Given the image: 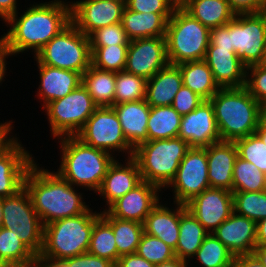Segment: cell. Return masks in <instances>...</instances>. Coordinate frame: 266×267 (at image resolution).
Wrapping results in <instances>:
<instances>
[{"instance_id":"obj_1","label":"cell","mask_w":266,"mask_h":267,"mask_svg":"<svg viewBox=\"0 0 266 267\" xmlns=\"http://www.w3.org/2000/svg\"><path fill=\"white\" fill-rule=\"evenodd\" d=\"M33 2L4 22L9 29L0 38L12 58L29 51L34 57L71 22L70 1Z\"/></svg>"},{"instance_id":"obj_2","label":"cell","mask_w":266,"mask_h":267,"mask_svg":"<svg viewBox=\"0 0 266 267\" xmlns=\"http://www.w3.org/2000/svg\"><path fill=\"white\" fill-rule=\"evenodd\" d=\"M37 162L35 160L27 171L24 187L43 225L78 216L90 208L84 200L85 193L79 191V187L71 185L55 170L49 171Z\"/></svg>"},{"instance_id":"obj_3","label":"cell","mask_w":266,"mask_h":267,"mask_svg":"<svg viewBox=\"0 0 266 267\" xmlns=\"http://www.w3.org/2000/svg\"><path fill=\"white\" fill-rule=\"evenodd\" d=\"M56 140L61 155L56 172L71 185L95 194L115 157L85 144L76 136H64Z\"/></svg>"},{"instance_id":"obj_4","label":"cell","mask_w":266,"mask_h":267,"mask_svg":"<svg viewBox=\"0 0 266 267\" xmlns=\"http://www.w3.org/2000/svg\"><path fill=\"white\" fill-rule=\"evenodd\" d=\"M221 141H235L254 134L265 108L245 87L220 88L209 100Z\"/></svg>"},{"instance_id":"obj_5","label":"cell","mask_w":266,"mask_h":267,"mask_svg":"<svg viewBox=\"0 0 266 267\" xmlns=\"http://www.w3.org/2000/svg\"><path fill=\"white\" fill-rule=\"evenodd\" d=\"M91 207L78 216L44 225L40 255L45 260L62 261L88 252L94 220L101 213Z\"/></svg>"},{"instance_id":"obj_6","label":"cell","mask_w":266,"mask_h":267,"mask_svg":"<svg viewBox=\"0 0 266 267\" xmlns=\"http://www.w3.org/2000/svg\"><path fill=\"white\" fill-rule=\"evenodd\" d=\"M191 147L182 138L146 141L134 149L143 181L164 190L175 178L180 162Z\"/></svg>"},{"instance_id":"obj_7","label":"cell","mask_w":266,"mask_h":267,"mask_svg":"<svg viewBox=\"0 0 266 267\" xmlns=\"http://www.w3.org/2000/svg\"><path fill=\"white\" fill-rule=\"evenodd\" d=\"M210 31L182 7H176L168 20L165 35L169 64L205 59Z\"/></svg>"},{"instance_id":"obj_8","label":"cell","mask_w":266,"mask_h":267,"mask_svg":"<svg viewBox=\"0 0 266 267\" xmlns=\"http://www.w3.org/2000/svg\"><path fill=\"white\" fill-rule=\"evenodd\" d=\"M32 58L36 64L72 70L82 75L91 65L89 37L70 22Z\"/></svg>"},{"instance_id":"obj_9","label":"cell","mask_w":266,"mask_h":267,"mask_svg":"<svg viewBox=\"0 0 266 267\" xmlns=\"http://www.w3.org/2000/svg\"><path fill=\"white\" fill-rule=\"evenodd\" d=\"M97 108L83 84L65 97L49 102L42 112L48 118L51 139L75 136Z\"/></svg>"},{"instance_id":"obj_10","label":"cell","mask_w":266,"mask_h":267,"mask_svg":"<svg viewBox=\"0 0 266 267\" xmlns=\"http://www.w3.org/2000/svg\"><path fill=\"white\" fill-rule=\"evenodd\" d=\"M2 211V227L14 232L33 254H40L44 225L25 187L14 195L2 198Z\"/></svg>"},{"instance_id":"obj_11","label":"cell","mask_w":266,"mask_h":267,"mask_svg":"<svg viewBox=\"0 0 266 267\" xmlns=\"http://www.w3.org/2000/svg\"><path fill=\"white\" fill-rule=\"evenodd\" d=\"M75 136L85 144L106 151L115 158L122 154L123 159L133 156L134 149L126 140L113 107H98Z\"/></svg>"},{"instance_id":"obj_12","label":"cell","mask_w":266,"mask_h":267,"mask_svg":"<svg viewBox=\"0 0 266 267\" xmlns=\"http://www.w3.org/2000/svg\"><path fill=\"white\" fill-rule=\"evenodd\" d=\"M233 51L249 67L260 64L266 49V11L236 14L231 20Z\"/></svg>"},{"instance_id":"obj_13","label":"cell","mask_w":266,"mask_h":267,"mask_svg":"<svg viewBox=\"0 0 266 267\" xmlns=\"http://www.w3.org/2000/svg\"><path fill=\"white\" fill-rule=\"evenodd\" d=\"M210 188L206 147H191L180 162L175 178L164 189L172 192V203L186 204ZM172 189V191L170 190Z\"/></svg>"},{"instance_id":"obj_14","label":"cell","mask_w":266,"mask_h":267,"mask_svg":"<svg viewBox=\"0 0 266 267\" xmlns=\"http://www.w3.org/2000/svg\"><path fill=\"white\" fill-rule=\"evenodd\" d=\"M15 135L0 150V197L16 194L24 187L27 171L37 156L26 149L25 144ZM33 155V156H32Z\"/></svg>"},{"instance_id":"obj_15","label":"cell","mask_w":266,"mask_h":267,"mask_svg":"<svg viewBox=\"0 0 266 267\" xmlns=\"http://www.w3.org/2000/svg\"><path fill=\"white\" fill-rule=\"evenodd\" d=\"M71 5V22L84 35L120 23L125 5L111 0H74Z\"/></svg>"},{"instance_id":"obj_16","label":"cell","mask_w":266,"mask_h":267,"mask_svg":"<svg viewBox=\"0 0 266 267\" xmlns=\"http://www.w3.org/2000/svg\"><path fill=\"white\" fill-rule=\"evenodd\" d=\"M168 64L166 37L135 39L129 42L126 72L148 80Z\"/></svg>"},{"instance_id":"obj_17","label":"cell","mask_w":266,"mask_h":267,"mask_svg":"<svg viewBox=\"0 0 266 267\" xmlns=\"http://www.w3.org/2000/svg\"><path fill=\"white\" fill-rule=\"evenodd\" d=\"M186 209L212 233L233 212L232 191L208 188L185 204Z\"/></svg>"},{"instance_id":"obj_18","label":"cell","mask_w":266,"mask_h":267,"mask_svg":"<svg viewBox=\"0 0 266 267\" xmlns=\"http://www.w3.org/2000/svg\"><path fill=\"white\" fill-rule=\"evenodd\" d=\"M163 192L157 185L142 181L113 202L106 211L115 218L143 224L146 217L162 200Z\"/></svg>"},{"instance_id":"obj_19","label":"cell","mask_w":266,"mask_h":267,"mask_svg":"<svg viewBox=\"0 0 266 267\" xmlns=\"http://www.w3.org/2000/svg\"><path fill=\"white\" fill-rule=\"evenodd\" d=\"M179 138L190 147L204 148L221 141L213 105L204 100L196 109L183 115L178 131Z\"/></svg>"},{"instance_id":"obj_20","label":"cell","mask_w":266,"mask_h":267,"mask_svg":"<svg viewBox=\"0 0 266 267\" xmlns=\"http://www.w3.org/2000/svg\"><path fill=\"white\" fill-rule=\"evenodd\" d=\"M118 159L115 158L110 164L102 185L96 192V195L101 196L102 201L106 203L105 208H102L103 211L143 181L138 164L133 157L125 158L124 161Z\"/></svg>"},{"instance_id":"obj_21","label":"cell","mask_w":266,"mask_h":267,"mask_svg":"<svg viewBox=\"0 0 266 267\" xmlns=\"http://www.w3.org/2000/svg\"><path fill=\"white\" fill-rule=\"evenodd\" d=\"M35 66L38 68L40 80L35 91L38 98L36 101L40 102L41 110L49 102L65 97L82 84V75L79 72L45 64H35Z\"/></svg>"},{"instance_id":"obj_22","label":"cell","mask_w":266,"mask_h":267,"mask_svg":"<svg viewBox=\"0 0 266 267\" xmlns=\"http://www.w3.org/2000/svg\"><path fill=\"white\" fill-rule=\"evenodd\" d=\"M212 234L234 256L251 254L256 247V222L233 212Z\"/></svg>"},{"instance_id":"obj_23","label":"cell","mask_w":266,"mask_h":267,"mask_svg":"<svg viewBox=\"0 0 266 267\" xmlns=\"http://www.w3.org/2000/svg\"><path fill=\"white\" fill-rule=\"evenodd\" d=\"M205 62L220 88H240L246 83V66L233 49L208 47Z\"/></svg>"},{"instance_id":"obj_24","label":"cell","mask_w":266,"mask_h":267,"mask_svg":"<svg viewBox=\"0 0 266 267\" xmlns=\"http://www.w3.org/2000/svg\"><path fill=\"white\" fill-rule=\"evenodd\" d=\"M210 188L232 191L233 169L238 151L234 141H219L206 147Z\"/></svg>"},{"instance_id":"obj_25","label":"cell","mask_w":266,"mask_h":267,"mask_svg":"<svg viewBox=\"0 0 266 267\" xmlns=\"http://www.w3.org/2000/svg\"><path fill=\"white\" fill-rule=\"evenodd\" d=\"M164 199V203L161 200L146 217L143 223L144 232L161 239L175 250L179 238L180 204L171 201L168 203Z\"/></svg>"},{"instance_id":"obj_26","label":"cell","mask_w":266,"mask_h":267,"mask_svg":"<svg viewBox=\"0 0 266 267\" xmlns=\"http://www.w3.org/2000/svg\"><path fill=\"white\" fill-rule=\"evenodd\" d=\"M112 107L118 115L120 125L129 145L135 149L146 142L147 122L151 107L146 99L114 104Z\"/></svg>"},{"instance_id":"obj_27","label":"cell","mask_w":266,"mask_h":267,"mask_svg":"<svg viewBox=\"0 0 266 267\" xmlns=\"http://www.w3.org/2000/svg\"><path fill=\"white\" fill-rule=\"evenodd\" d=\"M182 85L179 67L168 64L147 80L146 101L151 107L170 106Z\"/></svg>"},{"instance_id":"obj_28","label":"cell","mask_w":266,"mask_h":267,"mask_svg":"<svg viewBox=\"0 0 266 267\" xmlns=\"http://www.w3.org/2000/svg\"><path fill=\"white\" fill-rule=\"evenodd\" d=\"M171 16L172 14L134 12L125 6L121 23L130 41L165 37L167 23Z\"/></svg>"},{"instance_id":"obj_29","label":"cell","mask_w":266,"mask_h":267,"mask_svg":"<svg viewBox=\"0 0 266 267\" xmlns=\"http://www.w3.org/2000/svg\"><path fill=\"white\" fill-rule=\"evenodd\" d=\"M208 234L209 232L186 209V206L180 204L179 238L174 250L176 257L190 264Z\"/></svg>"},{"instance_id":"obj_30","label":"cell","mask_w":266,"mask_h":267,"mask_svg":"<svg viewBox=\"0 0 266 267\" xmlns=\"http://www.w3.org/2000/svg\"><path fill=\"white\" fill-rule=\"evenodd\" d=\"M182 8L210 30L225 26L236 15L227 0H188Z\"/></svg>"},{"instance_id":"obj_31","label":"cell","mask_w":266,"mask_h":267,"mask_svg":"<svg viewBox=\"0 0 266 267\" xmlns=\"http://www.w3.org/2000/svg\"><path fill=\"white\" fill-rule=\"evenodd\" d=\"M177 66L180 69L183 85L204 100H210L220 89L204 59L181 63Z\"/></svg>"},{"instance_id":"obj_32","label":"cell","mask_w":266,"mask_h":267,"mask_svg":"<svg viewBox=\"0 0 266 267\" xmlns=\"http://www.w3.org/2000/svg\"><path fill=\"white\" fill-rule=\"evenodd\" d=\"M82 84L98 107L114 105L116 72L102 70L92 65L82 74Z\"/></svg>"},{"instance_id":"obj_33","label":"cell","mask_w":266,"mask_h":267,"mask_svg":"<svg viewBox=\"0 0 266 267\" xmlns=\"http://www.w3.org/2000/svg\"><path fill=\"white\" fill-rule=\"evenodd\" d=\"M182 116L170 105L150 107L147 141L171 139L178 136Z\"/></svg>"},{"instance_id":"obj_34","label":"cell","mask_w":266,"mask_h":267,"mask_svg":"<svg viewBox=\"0 0 266 267\" xmlns=\"http://www.w3.org/2000/svg\"><path fill=\"white\" fill-rule=\"evenodd\" d=\"M101 211V215L111 224L115 236V243L117 248V260L120 256L126 254L136 253L141 236L144 232L142 223L121 220L111 216L106 210Z\"/></svg>"},{"instance_id":"obj_35","label":"cell","mask_w":266,"mask_h":267,"mask_svg":"<svg viewBox=\"0 0 266 267\" xmlns=\"http://www.w3.org/2000/svg\"><path fill=\"white\" fill-rule=\"evenodd\" d=\"M88 253L117 262V248L111 224L101 215L94 220Z\"/></svg>"},{"instance_id":"obj_36","label":"cell","mask_w":266,"mask_h":267,"mask_svg":"<svg viewBox=\"0 0 266 267\" xmlns=\"http://www.w3.org/2000/svg\"><path fill=\"white\" fill-rule=\"evenodd\" d=\"M195 267H226L234 262L233 253L212 233L203 240L192 260ZM200 263V264H199ZM194 267L193 264H190Z\"/></svg>"},{"instance_id":"obj_37","label":"cell","mask_w":266,"mask_h":267,"mask_svg":"<svg viewBox=\"0 0 266 267\" xmlns=\"http://www.w3.org/2000/svg\"><path fill=\"white\" fill-rule=\"evenodd\" d=\"M266 190V174L253 163L237 157L233 169L232 192H260Z\"/></svg>"},{"instance_id":"obj_38","label":"cell","mask_w":266,"mask_h":267,"mask_svg":"<svg viewBox=\"0 0 266 267\" xmlns=\"http://www.w3.org/2000/svg\"><path fill=\"white\" fill-rule=\"evenodd\" d=\"M147 79L124 71L116 72L114 104L146 99Z\"/></svg>"},{"instance_id":"obj_39","label":"cell","mask_w":266,"mask_h":267,"mask_svg":"<svg viewBox=\"0 0 266 267\" xmlns=\"http://www.w3.org/2000/svg\"><path fill=\"white\" fill-rule=\"evenodd\" d=\"M233 208L238 215L255 222L266 218V190L260 192H232Z\"/></svg>"},{"instance_id":"obj_40","label":"cell","mask_w":266,"mask_h":267,"mask_svg":"<svg viewBox=\"0 0 266 267\" xmlns=\"http://www.w3.org/2000/svg\"><path fill=\"white\" fill-rule=\"evenodd\" d=\"M90 49L92 66L113 72L125 70L128 45L114 44Z\"/></svg>"},{"instance_id":"obj_41","label":"cell","mask_w":266,"mask_h":267,"mask_svg":"<svg viewBox=\"0 0 266 267\" xmlns=\"http://www.w3.org/2000/svg\"><path fill=\"white\" fill-rule=\"evenodd\" d=\"M136 254L150 263L157 265L176 257L173 248L161 239L143 232Z\"/></svg>"},{"instance_id":"obj_42","label":"cell","mask_w":266,"mask_h":267,"mask_svg":"<svg viewBox=\"0 0 266 267\" xmlns=\"http://www.w3.org/2000/svg\"><path fill=\"white\" fill-rule=\"evenodd\" d=\"M238 157L253 163L259 170L266 174V145L254 133L234 141Z\"/></svg>"},{"instance_id":"obj_43","label":"cell","mask_w":266,"mask_h":267,"mask_svg":"<svg viewBox=\"0 0 266 267\" xmlns=\"http://www.w3.org/2000/svg\"><path fill=\"white\" fill-rule=\"evenodd\" d=\"M33 255L14 232L7 228H0V262L2 264L23 261Z\"/></svg>"},{"instance_id":"obj_44","label":"cell","mask_w":266,"mask_h":267,"mask_svg":"<svg viewBox=\"0 0 266 267\" xmlns=\"http://www.w3.org/2000/svg\"><path fill=\"white\" fill-rule=\"evenodd\" d=\"M90 48L104 46L129 45V38L122 23L108 25L92 32L89 36Z\"/></svg>"},{"instance_id":"obj_45","label":"cell","mask_w":266,"mask_h":267,"mask_svg":"<svg viewBox=\"0 0 266 267\" xmlns=\"http://www.w3.org/2000/svg\"><path fill=\"white\" fill-rule=\"evenodd\" d=\"M244 87L266 108V67H263L261 64L247 67Z\"/></svg>"},{"instance_id":"obj_46","label":"cell","mask_w":266,"mask_h":267,"mask_svg":"<svg viewBox=\"0 0 266 267\" xmlns=\"http://www.w3.org/2000/svg\"><path fill=\"white\" fill-rule=\"evenodd\" d=\"M126 7L139 13L172 14L177 6L171 0H129Z\"/></svg>"},{"instance_id":"obj_47","label":"cell","mask_w":266,"mask_h":267,"mask_svg":"<svg viewBox=\"0 0 266 267\" xmlns=\"http://www.w3.org/2000/svg\"><path fill=\"white\" fill-rule=\"evenodd\" d=\"M204 101L198 94L182 85L176 93L172 107L181 115H186L196 109Z\"/></svg>"},{"instance_id":"obj_48","label":"cell","mask_w":266,"mask_h":267,"mask_svg":"<svg viewBox=\"0 0 266 267\" xmlns=\"http://www.w3.org/2000/svg\"><path fill=\"white\" fill-rule=\"evenodd\" d=\"M67 267H115L108 259L90 253H83L72 258L62 260Z\"/></svg>"},{"instance_id":"obj_49","label":"cell","mask_w":266,"mask_h":267,"mask_svg":"<svg viewBox=\"0 0 266 267\" xmlns=\"http://www.w3.org/2000/svg\"><path fill=\"white\" fill-rule=\"evenodd\" d=\"M208 47L233 49L231 41V21L225 26L211 29Z\"/></svg>"},{"instance_id":"obj_50","label":"cell","mask_w":266,"mask_h":267,"mask_svg":"<svg viewBox=\"0 0 266 267\" xmlns=\"http://www.w3.org/2000/svg\"><path fill=\"white\" fill-rule=\"evenodd\" d=\"M236 14L262 13L266 11V0H227Z\"/></svg>"},{"instance_id":"obj_51","label":"cell","mask_w":266,"mask_h":267,"mask_svg":"<svg viewBox=\"0 0 266 267\" xmlns=\"http://www.w3.org/2000/svg\"><path fill=\"white\" fill-rule=\"evenodd\" d=\"M115 267H155V265L134 253L120 256Z\"/></svg>"},{"instance_id":"obj_52","label":"cell","mask_w":266,"mask_h":267,"mask_svg":"<svg viewBox=\"0 0 266 267\" xmlns=\"http://www.w3.org/2000/svg\"><path fill=\"white\" fill-rule=\"evenodd\" d=\"M0 267H45V259L40 254H34L29 259L3 263Z\"/></svg>"},{"instance_id":"obj_53","label":"cell","mask_w":266,"mask_h":267,"mask_svg":"<svg viewBox=\"0 0 266 267\" xmlns=\"http://www.w3.org/2000/svg\"><path fill=\"white\" fill-rule=\"evenodd\" d=\"M20 0H0V21L2 24L13 14L17 13L19 9ZM18 8V9H17Z\"/></svg>"},{"instance_id":"obj_54","label":"cell","mask_w":266,"mask_h":267,"mask_svg":"<svg viewBox=\"0 0 266 267\" xmlns=\"http://www.w3.org/2000/svg\"><path fill=\"white\" fill-rule=\"evenodd\" d=\"M236 267H265L254 253L235 256Z\"/></svg>"},{"instance_id":"obj_55","label":"cell","mask_w":266,"mask_h":267,"mask_svg":"<svg viewBox=\"0 0 266 267\" xmlns=\"http://www.w3.org/2000/svg\"><path fill=\"white\" fill-rule=\"evenodd\" d=\"M10 57H11L10 53L6 50L4 43L0 38V85L1 86L4 80L5 81L7 80L6 78V76H8L7 66L8 63L10 64V61H7V59Z\"/></svg>"},{"instance_id":"obj_56","label":"cell","mask_w":266,"mask_h":267,"mask_svg":"<svg viewBox=\"0 0 266 267\" xmlns=\"http://www.w3.org/2000/svg\"><path fill=\"white\" fill-rule=\"evenodd\" d=\"M266 245V218L256 222V246Z\"/></svg>"},{"instance_id":"obj_57","label":"cell","mask_w":266,"mask_h":267,"mask_svg":"<svg viewBox=\"0 0 266 267\" xmlns=\"http://www.w3.org/2000/svg\"><path fill=\"white\" fill-rule=\"evenodd\" d=\"M155 267H190L189 263L175 257L167 262L155 265ZM192 267V266H191Z\"/></svg>"},{"instance_id":"obj_58","label":"cell","mask_w":266,"mask_h":267,"mask_svg":"<svg viewBox=\"0 0 266 267\" xmlns=\"http://www.w3.org/2000/svg\"><path fill=\"white\" fill-rule=\"evenodd\" d=\"M255 134L265 143L266 145V119L263 118L260 123L258 128L255 131Z\"/></svg>"},{"instance_id":"obj_59","label":"cell","mask_w":266,"mask_h":267,"mask_svg":"<svg viewBox=\"0 0 266 267\" xmlns=\"http://www.w3.org/2000/svg\"><path fill=\"white\" fill-rule=\"evenodd\" d=\"M253 253L257 256V258L266 267V245L265 246H256Z\"/></svg>"},{"instance_id":"obj_60","label":"cell","mask_w":266,"mask_h":267,"mask_svg":"<svg viewBox=\"0 0 266 267\" xmlns=\"http://www.w3.org/2000/svg\"><path fill=\"white\" fill-rule=\"evenodd\" d=\"M14 123L13 120H3V123L0 121V133H12L14 132Z\"/></svg>"},{"instance_id":"obj_61","label":"cell","mask_w":266,"mask_h":267,"mask_svg":"<svg viewBox=\"0 0 266 267\" xmlns=\"http://www.w3.org/2000/svg\"><path fill=\"white\" fill-rule=\"evenodd\" d=\"M16 135V133H0V150Z\"/></svg>"},{"instance_id":"obj_62","label":"cell","mask_w":266,"mask_h":267,"mask_svg":"<svg viewBox=\"0 0 266 267\" xmlns=\"http://www.w3.org/2000/svg\"><path fill=\"white\" fill-rule=\"evenodd\" d=\"M45 267H67L62 261L45 260Z\"/></svg>"},{"instance_id":"obj_63","label":"cell","mask_w":266,"mask_h":267,"mask_svg":"<svg viewBox=\"0 0 266 267\" xmlns=\"http://www.w3.org/2000/svg\"><path fill=\"white\" fill-rule=\"evenodd\" d=\"M177 7H182L188 0H171Z\"/></svg>"},{"instance_id":"obj_64","label":"cell","mask_w":266,"mask_h":267,"mask_svg":"<svg viewBox=\"0 0 266 267\" xmlns=\"http://www.w3.org/2000/svg\"><path fill=\"white\" fill-rule=\"evenodd\" d=\"M2 223H3L2 198L0 197V228L2 227Z\"/></svg>"},{"instance_id":"obj_65","label":"cell","mask_w":266,"mask_h":267,"mask_svg":"<svg viewBox=\"0 0 266 267\" xmlns=\"http://www.w3.org/2000/svg\"><path fill=\"white\" fill-rule=\"evenodd\" d=\"M263 67H266V49H265V52H264V56H263V60L262 62L260 63Z\"/></svg>"},{"instance_id":"obj_66","label":"cell","mask_w":266,"mask_h":267,"mask_svg":"<svg viewBox=\"0 0 266 267\" xmlns=\"http://www.w3.org/2000/svg\"><path fill=\"white\" fill-rule=\"evenodd\" d=\"M111 1H115V2H118V3H122L123 5L126 6L129 0H111Z\"/></svg>"},{"instance_id":"obj_67","label":"cell","mask_w":266,"mask_h":267,"mask_svg":"<svg viewBox=\"0 0 266 267\" xmlns=\"http://www.w3.org/2000/svg\"><path fill=\"white\" fill-rule=\"evenodd\" d=\"M226 267H236L235 262L231 263L230 265L226 266Z\"/></svg>"},{"instance_id":"obj_68","label":"cell","mask_w":266,"mask_h":267,"mask_svg":"<svg viewBox=\"0 0 266 267\" xmlns=\"http://www.w3.org/2000/svg\"><path fill=\"white\" fill-rule=\"evenodd\" d=\"M264 118L266 119V108L264 110Z\"/></svg>"}]
</instances>
